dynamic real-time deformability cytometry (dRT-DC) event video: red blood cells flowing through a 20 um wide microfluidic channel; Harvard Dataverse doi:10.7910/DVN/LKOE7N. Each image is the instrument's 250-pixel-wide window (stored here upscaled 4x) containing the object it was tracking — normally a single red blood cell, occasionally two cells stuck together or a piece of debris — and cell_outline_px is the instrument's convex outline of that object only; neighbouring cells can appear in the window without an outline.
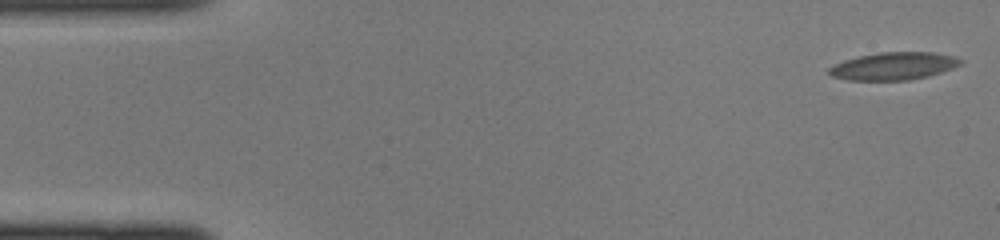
{"species": "common noctule bat (a hibernating species)", "species_latin": "Nyctalus noctula", "temperature_condition": "cold", "stored_images_in_passage": 45, "camera_frame_rate_fps": 3000, "um_per_image_px": 0.085, "animal": {"sex": "female", "body_mass_g": 22.0, "forearm_length_mm": 56.7}, "frame": {"image": 1, "passage_image": 1, "time_ms": 0.0, "image_size_px": [1000, 240], "cell_outline_px": [[964, 60], [960, 64], [952, 68], [928, 76], [908, 80], [848, 80], [832, 76], [828, 72], [828, 68], [832, 64], [844, 60], [860, 56], [880, 52], [932, 52], [956, 56]], "centroid_in_image_um": [75.95, 5.61], "position_along_channel_um": 9.1, "area_um2": 21.15}}
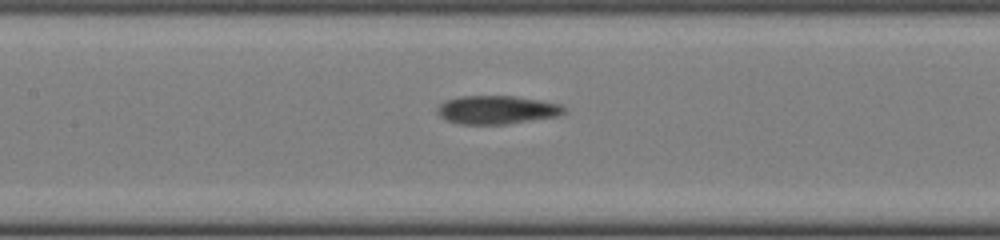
{"frame": {"image": 2, "passage_image": 20, "time_ms": 6.333, "image_size_px": [1000, 240], "cell_outline_px": [[568, 112], [556, 116], [504, 124], [460, 124], [444, 120], [436, 112], [436, 108], [440, 104], [448, 100], [460, 96], [516, 96], [564, 104], [568, 108]], "centroid_in_image_um": [42.26, 9.33], "position_along_channel_um": 165.1, "area_um2": 21.15}}
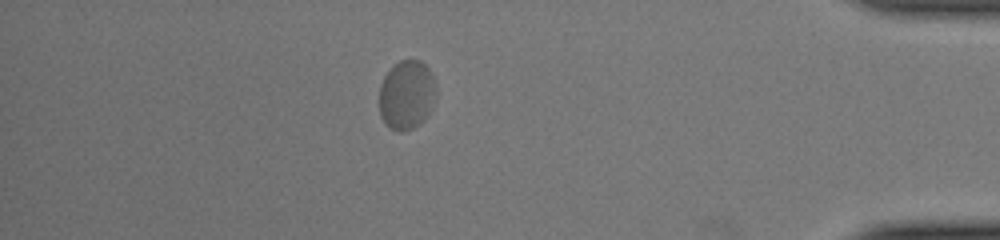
{"frame": {"image": 3, "passage_image": 39, "time_ms": 12.667, "image_size_px": [1000, 240], "cell_outline_px": [[436, 96], [432, 108], [424, 120], [420, 124], [404, 132], [400, 132], [392, 128], [380, 116], [380, 84], [384, 76], [400, 60], [420, 60], [428, 68], [436, 84]], "centroid_in_image_um": [34.59, 8.07], "position_along_channel_um": 400.6, "area_um2": 22.83}}